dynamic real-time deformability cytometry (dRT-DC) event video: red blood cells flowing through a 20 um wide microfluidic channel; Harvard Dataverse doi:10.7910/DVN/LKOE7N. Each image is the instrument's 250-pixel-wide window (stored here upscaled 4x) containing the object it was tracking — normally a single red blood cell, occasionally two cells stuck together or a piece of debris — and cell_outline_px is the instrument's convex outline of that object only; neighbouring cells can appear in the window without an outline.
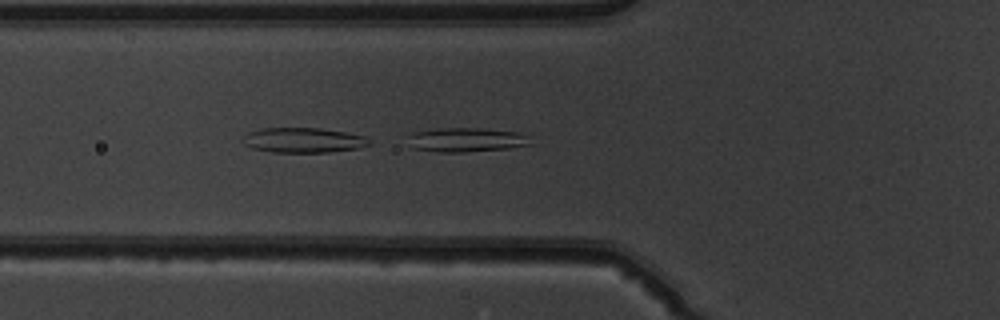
{"species": "common noctule bat (a hibernating species)", "species_latin": "Nyctalus noctula", "temperature_condition": "warm", "stored_images_in_passage": 39, "camera_frame_rate_fps": 3000, "um_per_image_px": 0.085, "animal": {"sex": "male", "body_mass_g": 19.5, "forearm_length_mm": 54.6}, "frame": {"image": 1, "passage_image": 8, "time_ms": 2.333, "image_size_px": [1000, 320], "cell_outline_px": [[532, 144], [508, 148], [464, 152], [440, 152], [412, 148], [408, 136], [416, 132], [440, 128], [480, 128], [520, 132], [528, 136]], "centroid_in_image_um": [39.67, 11.88], "position_along_channel_um": 86.1, "area_um2": 17.17}}
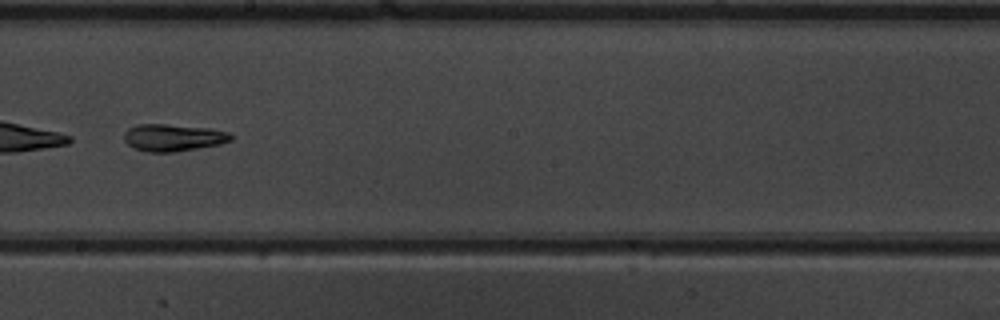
{"frame": {"image": 2, "passage_image": 19, "time_ms": 6.0, "image_size_px": [1000, 320], "cell_outline_px": [[236, 136], [232, 140], [220, 144], [176, 152], [148, 152], [136, 148], [128, 144], [124, 140], [124, 132], [128, 128], [136, 124], [164, 124], [208, 128], [228, 132]], "centroid_in_image_um": [14.74, 11.69], "position_along_channel_um": 233.5, "area_um2": 16.94}}
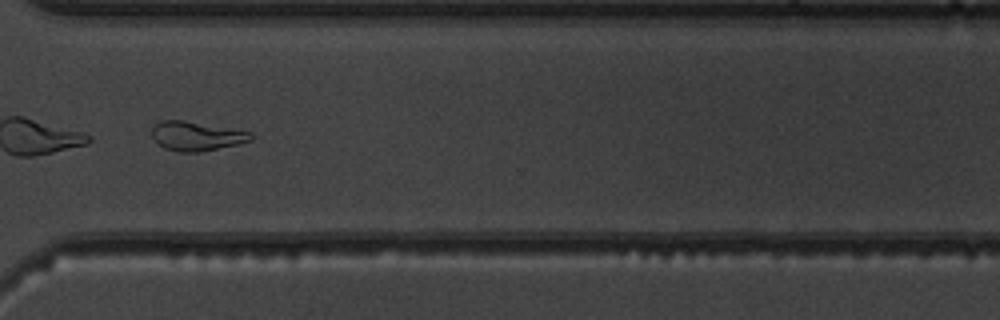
{"frame": {"image": 3, "passage_image": 28, "time_ms": 9.0, "image_size_px": [1000, 320], "cell_outline_px": [[256, 136], [252, 140], [236, 144], [200, 152], [180, 152], [164, 148], [152, 136], [152, 128], [160, 120], [184, 120], [252, 132]], "centroid_in_image_um": [16.72, 11.56], "position_along_channel_um": 353.9, "area_um2": 16.76}, "authors_computed_cell_mechanics": {"area_um2": 17.1666, "velocity_mm_per_s": 4.0146, "shape_relaxation_time_tau1_ms": null, "shape_relaxation_time_tau2_ms": 3.2461, "deformation_change_tau1": null, "deformation_change_tau2": 0.1013}}